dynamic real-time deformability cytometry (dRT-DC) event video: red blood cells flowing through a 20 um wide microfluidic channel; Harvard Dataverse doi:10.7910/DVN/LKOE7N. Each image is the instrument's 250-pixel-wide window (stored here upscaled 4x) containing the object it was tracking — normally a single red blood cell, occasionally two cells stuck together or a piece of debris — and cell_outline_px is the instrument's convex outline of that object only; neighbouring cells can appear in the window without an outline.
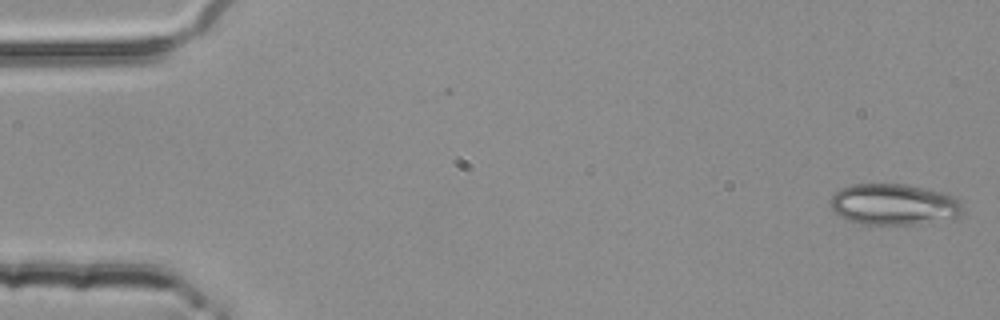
{"species": "common noctule bat (a hibernating species)", "species_latin": "Nyctalus noctula", "temperature_condition": "room temperature", "stored_images_in_passage": 4, "camera_frame_rate_fps": 3000, "um_per_image_px": 0.085, "animal": {"sex": "female", "body_mass_g": 25.1}, "frame": {"image": 1, "passage_image": 1, "time_ms": 0.0, "image_size_px": [1000, 320], "cell_outline_px": [[964, 212], [960, 216], [952, 220], [916, 224], [860, 224], [848, 220], [832, 212], [832, 196], [840, 188], [852, 184], [904, 184], [944, 192], [956, 196], [960, 200], [964, 208]], "centroid_in_image_um": [76.06, 17.38], "position_along_channel_um": 8.9, "area_um2": 32.25}}